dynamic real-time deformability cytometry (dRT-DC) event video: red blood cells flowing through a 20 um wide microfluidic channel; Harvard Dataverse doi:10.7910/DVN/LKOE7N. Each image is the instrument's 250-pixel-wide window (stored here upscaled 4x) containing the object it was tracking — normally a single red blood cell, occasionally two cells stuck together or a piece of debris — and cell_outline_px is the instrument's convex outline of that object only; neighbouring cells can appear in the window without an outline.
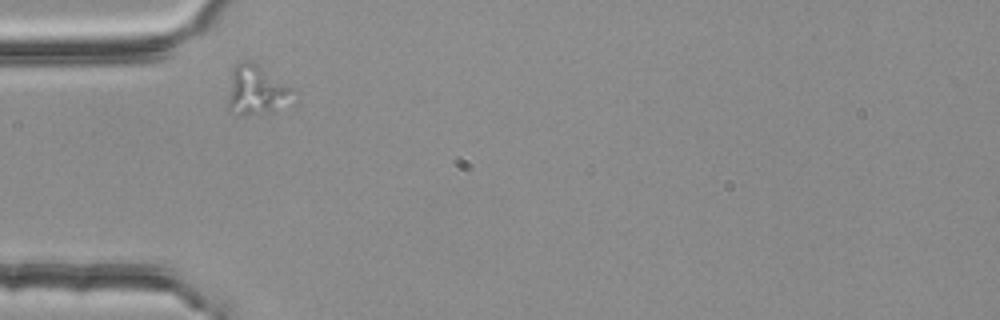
{"species": "common noctule bat (a hibernating species)", "species_latin": "Nyctalus noctula", "temperature_condition": "room temperature", "stored_images_in_passage": 4, "camera_frame_rate_fps": 3000, "um_per_image_px": 0.085, "animal": {"sex": "female", "body_mass_g": 25.1}, "frame": {"image": 1, "passage_image": 1, "time_ms": 0.0, "image_size_px": [1000, 320], "cell_outline_px": [[296, 88], [292, 104], [272, 112], [248, 116], [236, 116], [228, 112], [228, 96], [232, 72], [236, 64], [244, 60], [248, 60], [256, 64]], "centroid_in_image_um": [21.85, 7.73], "position_along_channel_um": 63.1, "area_um2": 19.54}}